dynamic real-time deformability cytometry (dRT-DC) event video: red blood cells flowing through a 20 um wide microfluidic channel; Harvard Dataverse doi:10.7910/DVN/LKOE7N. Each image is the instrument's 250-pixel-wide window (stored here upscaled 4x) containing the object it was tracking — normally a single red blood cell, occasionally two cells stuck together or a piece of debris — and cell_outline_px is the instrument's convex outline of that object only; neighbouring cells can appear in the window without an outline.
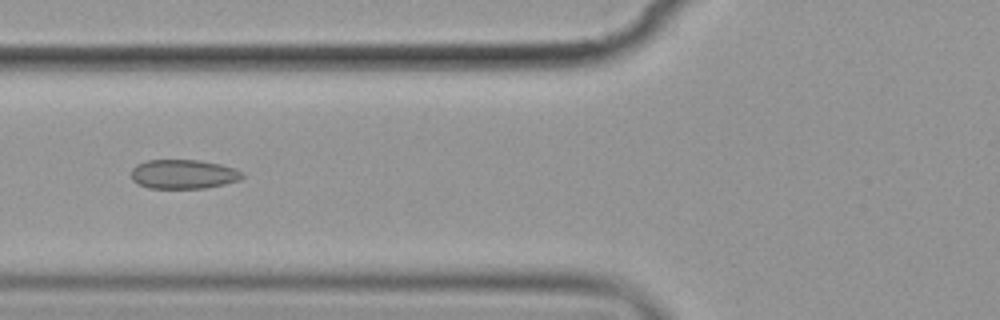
{"species": "common noctule bat (a hibernating species)", "species_latin": "Nyctalus noctula", "temperature_condition": "cold", "stored_images_in_passage": 8, "camera_frame_rate_fps": 3000, "um_per_image_px": 0.085, "animal": {"sex": "female", "body_mass_g": 19.9}, "frame": {"image": 1, "passage_image": 6, "time_ms": 6.0, "image_size_px": [1000, 320], "cell_outline_px": [[244, 176], [240, 180], [224, 184], [204, 188], [148, 188], [132, 180], [132, 168], [136, 164], [148, 160], [200, 160], [220, 164], [236, 168]], "centroid_in_image_um": [15.59, 14.8], "position_along_channel_um": 110.2, "area_um2": 18.9}}
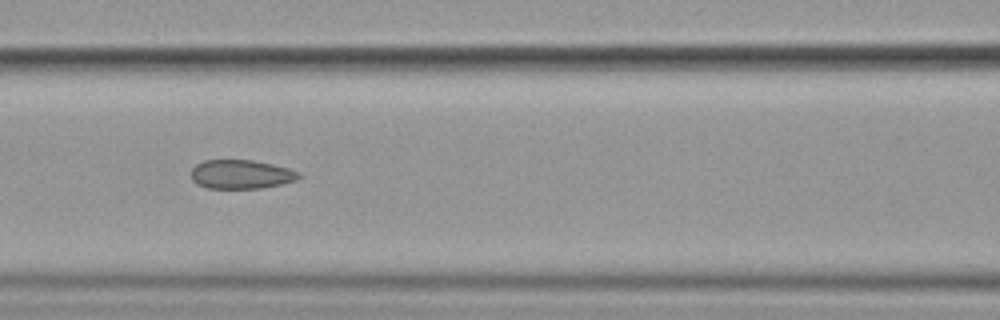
{"frame": {"image": 2, "passage_image": 7, "time_ms": 7.0, "image_size_px": [1000, 320], "cell_outline_px": [[300, 176], [296, 180], [280, 184], [260, 188], [208, 188], [196, 184], [192, 180], [192, 168], [196, 164], [204, 160], [252, 160], [272, 164], [288, 168], [300, 172]], "centroid_in_image_um": [20.47, 14.81], "position_along_channel_um": 146.1, "area_um2": 18.09}}
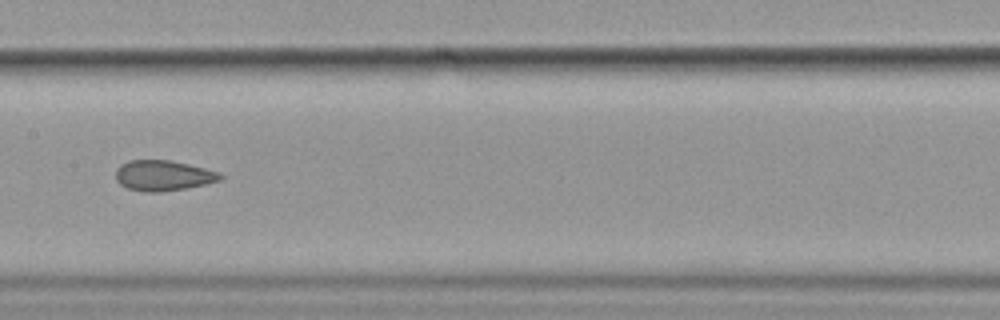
{"frame": {"image": 3, "passage_image": 8, "time_ms": 8.333, "image_size_px": [1000, 320], "cell_outline_px": [[224, 176], [220, 180], [204, 184], [184, 188], [160, 192], [144, 192], [128, 188], [120, 184], [116, 180], [116, 168], [120, 164], [128, 160], [168, 160], [188, 164], [220, 172]], "centroid_in_image_um": [13.84, 14.91], "position_along_channel_um": 193.6, "area_um2": 18.5}}